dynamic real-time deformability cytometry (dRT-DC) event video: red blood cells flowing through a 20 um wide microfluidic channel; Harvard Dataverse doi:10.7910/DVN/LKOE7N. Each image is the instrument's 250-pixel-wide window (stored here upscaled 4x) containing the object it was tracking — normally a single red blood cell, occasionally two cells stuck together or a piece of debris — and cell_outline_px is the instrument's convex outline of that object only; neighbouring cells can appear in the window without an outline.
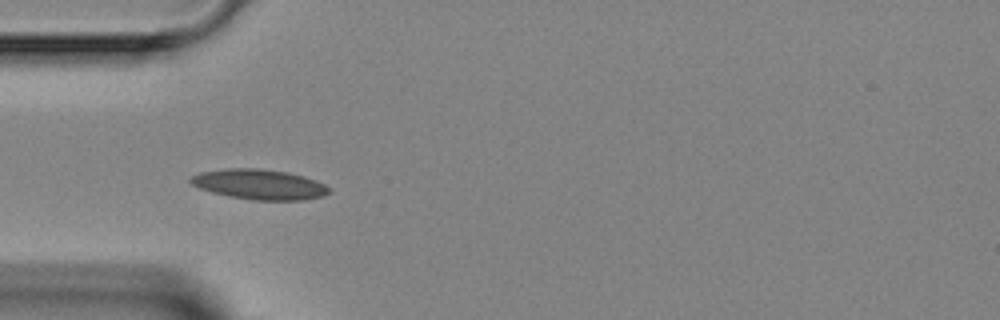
{"species": "Egyptian fruit bat (a non-hibernating species)", "species_latin": "Rousettus aegyptiacus", "temperature_condition": "room temperature", "stored_images_in_passage": 6, "camera_frame_rate_fps": 3000, "um_per_image_px": 0.085, "animal": {"sex": "female"}, "frame": {"image": 1, "passage_image": 3, "time_ms": 3.333, "image_size_px": [1000, 320], "cell_outline_px": [[332, 192], [324, 196], [304, 200], [252, 200], [228, 196], [212, 192], [200, 188], [192, 184], [188, 180], [192, 176], [200, 172], [224, 168], [260, 168], [288, 172], [304, 176], [316, 180], [324, 184]], "centroid_in_image_um": [22.06, 15.67], "position_along_channel_um": 62.9, "area_um2": 24.51}}
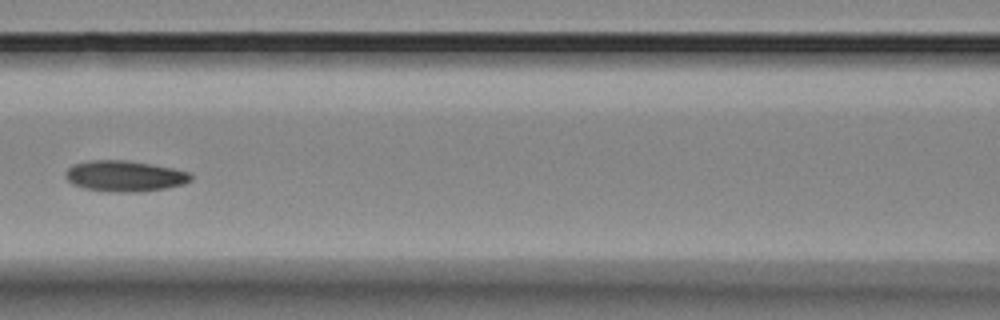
{"frame": {"image": 2, "passage_image": 5, "time_ms": 5.667, "image_size_px": [1000, 320], "cell_outline_px": [[192, 180], [184, 184], [164, 188], [140, 192], [116, 192], [84, 188], [72, 184], [64, 176], [64, 172], [72, 164], [88, 160], [128, 160], [152, 164], [192, 172]], "centroid_in_image_um": [10.59, 14.95], "position_along_channel_um": 156.0, "area_um2": 22.77}}
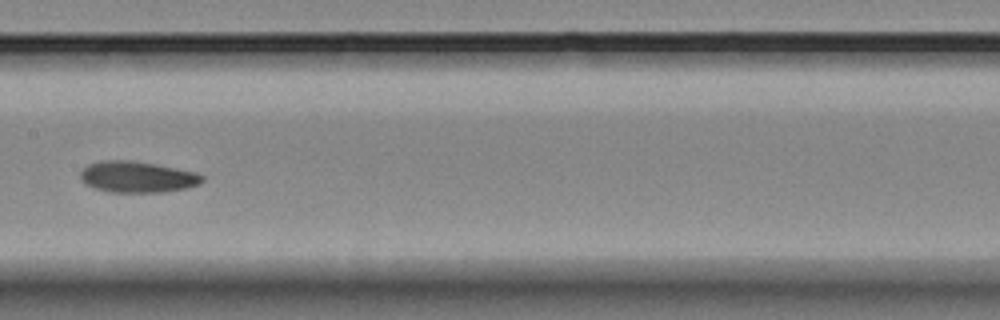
{"frame": {"image": 3, "passage_image": 6, "time_ms": 6.667, "image_size_px": [1000, 320], "cell_outline_px": [[204, 180], [200, 184], [184, 188], [164, 192], [108, 192], [92, 188], [84, 184], [80, 180], [80, 172], [88, 164], [100, 160], [128, 160], [156, 164], [196, 172], [204, 176]], "centroid_in_image_um": [11.63, 15.04], "position_along_channel_um": 195.8, "area_um2": 22.37}}